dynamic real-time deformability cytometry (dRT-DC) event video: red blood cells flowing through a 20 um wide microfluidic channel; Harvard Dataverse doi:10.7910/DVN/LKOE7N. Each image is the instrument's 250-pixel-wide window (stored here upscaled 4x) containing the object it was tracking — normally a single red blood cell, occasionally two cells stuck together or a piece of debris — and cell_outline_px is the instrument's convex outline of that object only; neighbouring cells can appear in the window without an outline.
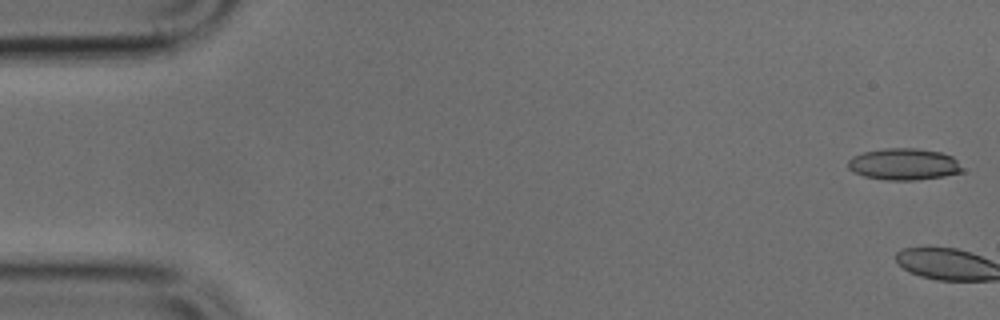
{"species": "common noctule bat (a hibernating species)", "species_latin": "Nyctalus noctula", "temperature_condition": "cold", "stored_images_in_passage": 8, "camera_frame_rate_fps": 3000, "um_per_image_px": 0.085, "animal": {"sex": "male", "body_mass_g": 17.9, "forearm_length_mm": 54.2}, "frame": {"image": 1, "passage_image": 1, "time_ms": 0.0, "image_size_px": [1000, 320], "cell_outline_px": [[964, 172], [944, 176], [916, 180], [888, 180], [864, 176], [848, 168], [848, 160], [852, 156], [864, 152], [884, 148], [916, 148], [940, 152], [952, 156], [956, 160]], "centroid_in_image_um": [76.83, 13.95], "position_along_channel_um": 8.2, "area_um2": 20.98}}